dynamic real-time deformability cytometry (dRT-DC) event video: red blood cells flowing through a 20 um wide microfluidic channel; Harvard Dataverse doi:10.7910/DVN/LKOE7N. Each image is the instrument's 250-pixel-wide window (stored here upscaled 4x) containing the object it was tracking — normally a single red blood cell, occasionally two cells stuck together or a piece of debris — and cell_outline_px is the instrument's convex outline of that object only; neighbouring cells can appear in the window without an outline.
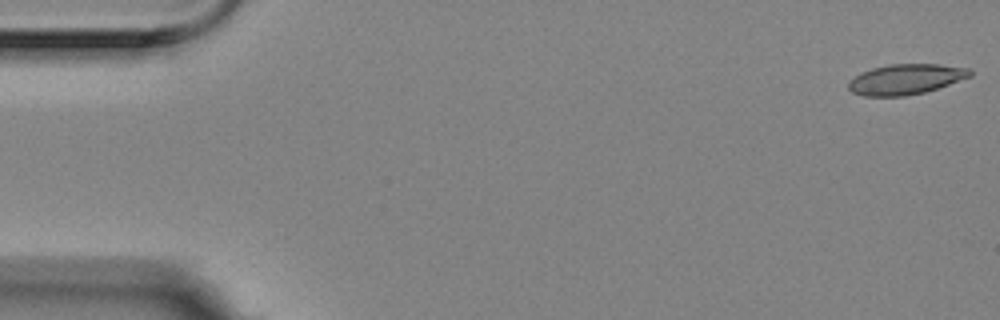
{"species": "Egyptian fruit bat (a non-hibernating species)", "species_latin": "Rousettus aegyptiacus", "temperature_condition": "room temperature", "stored_images_in_passage": 40, "camera_frame_rate_fps": 3000, "um_per_image_px": 0.085, "animal": {"sex": "female"}, "frame": {"image": 1, "passage_image": 1, "time_ms": 0.0, "image_size_px": [1000, 320], "cell_outline_px": [[972, 76], [924, 92], [904, 96], [864, 96], [852, 92], [848, 88], [848, 80], [860, 72], [872, 68], [888, 64], [940, 64], [968, 68], [972, 72]], "centroid_in_image_um": [76.94, 6.73], "position_along_channel_um": 8.1, "area_um2": 21.5}}
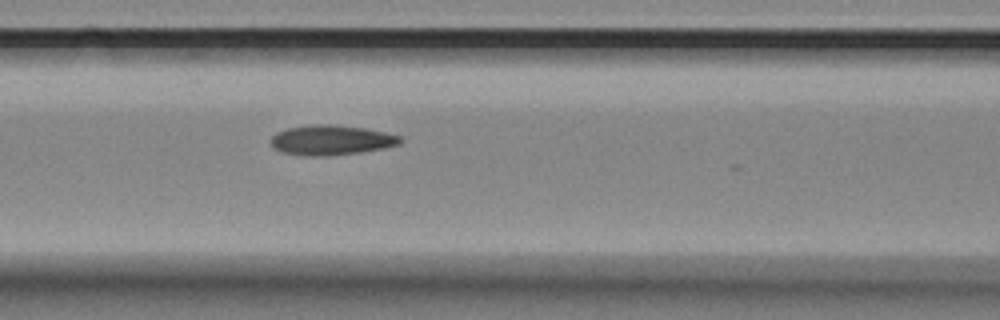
{"frame": {"image": 2, "passage_image": 23, "time_ms": 7.333, "image_size_px": [1000, 320], "cell_outline_px": [[404, 140], [400, 144], [384, 148], [360, 152], [332, 156], [304, 156], [280, 152], [272, 148], [268, 140], [276, 132], [288, 128], [312, 124], [332, 124], [364, 128], [384, 132], [400, 136]], "centroid_in_image_um": [28.1, 11.92], "position_along_channel_um": 138.5, "area_um2": 22.95}}
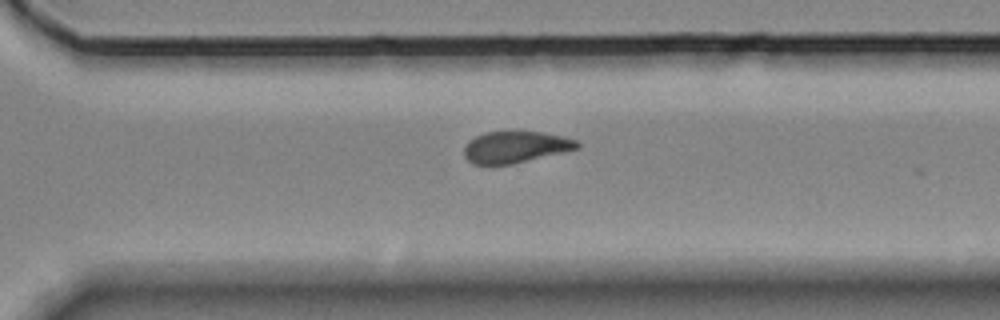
{"frame": {"image": 3, "passage_image": 39, "time_ms": 12.667, "image_size_px": [1000, 320], "cell_outline_px": [[580, 148], [512, 164], [472, 164], [464, 156], [464, 148], [468, 140], [484, 132], [540, 132], [564, 136], [576, 140], [580, 144]], "centroid_in_image_um": [43.81, 12.5], "position_along_channel_um": 326.8, "area_um2": 20.69}}